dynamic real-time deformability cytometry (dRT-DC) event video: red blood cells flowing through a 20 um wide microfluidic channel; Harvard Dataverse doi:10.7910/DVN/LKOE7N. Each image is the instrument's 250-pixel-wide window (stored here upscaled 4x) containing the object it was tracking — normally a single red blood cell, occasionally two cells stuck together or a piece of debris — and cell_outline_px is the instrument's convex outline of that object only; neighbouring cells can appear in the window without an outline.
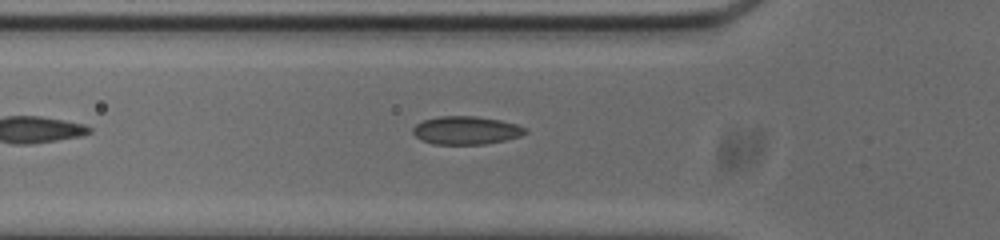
{"species": "common noctule bat (a hibernating species)", "species_latin": "Nyctalus noctula", "temperature_condition": "cold", "stored_images_in_passage": 19, "camera_frame_rate_fps": 3000, "um_per_image_px": 0.085, "animal": {"sex": "male", "body_mass_g": 20.0, "forearm_length_mm": 53.3}, "frame": {"image": 1, "passage_image": 2, "time_ms": 0.333, "image_size_px": [1000, 240], "cell_outline_px": [[528, 132], [520, 136], [504, 140], [484, 144], [432, 144], [420, 140], [412, 132], [412, 128], [416, 124], [424, 120], [440, 116], [476, 116], [500, 120], [516, 124], [524, 128]], "centroid_in_image_um": [39.58, 11.08], "position_along_channel_um": 86.2, "area_um2": 18.38}}
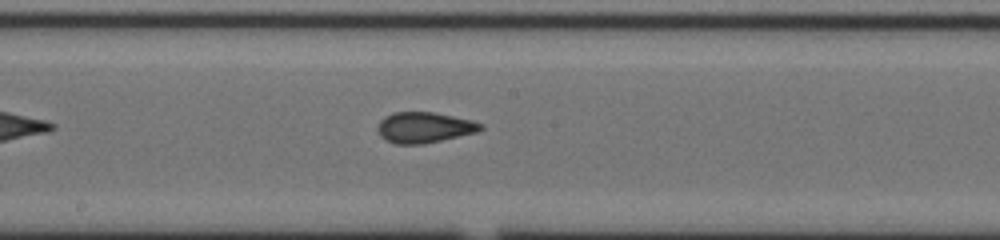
{"frame": {"image": 2, "passage_image": 12, "time_ms": 3.667, "image_size_px": [1000, 240], "cell_outline_px": [[484, 128], [476, 132], [424, 144], [396, 144], [380, 136], [376, 128], [380, 120], [384, 116], [392, 112], [436, 112], [472, 120], [484, 124]], "centroid_in_image_um": [36.05, 10.82], "position_along_channel_um": 212.1, "area_um2": 18.55}}
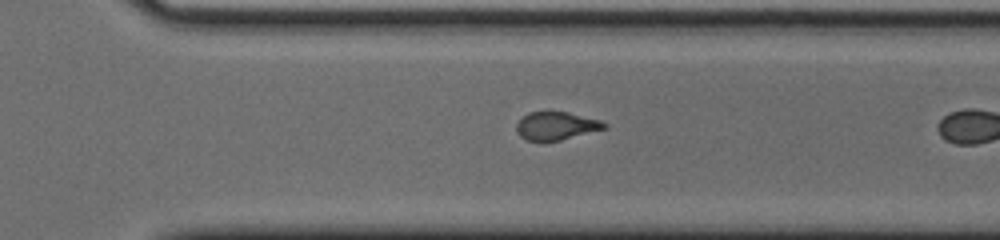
{"frame": {"image": 3, "passage_image": 18, "time_ms": 5.667, "image_size_px": [1000, 240], "cell_outline_px": [[608, 128], [544, 144], [524, 140], [520, 136], [516, 128], [516, 124], [528, 112], [568, 112], [600, 120], [608, 124]], "centroid_in_image_um": [47.26, 10.74], "position_along_channel_um": 323.3, "area_um2": 14.74}}